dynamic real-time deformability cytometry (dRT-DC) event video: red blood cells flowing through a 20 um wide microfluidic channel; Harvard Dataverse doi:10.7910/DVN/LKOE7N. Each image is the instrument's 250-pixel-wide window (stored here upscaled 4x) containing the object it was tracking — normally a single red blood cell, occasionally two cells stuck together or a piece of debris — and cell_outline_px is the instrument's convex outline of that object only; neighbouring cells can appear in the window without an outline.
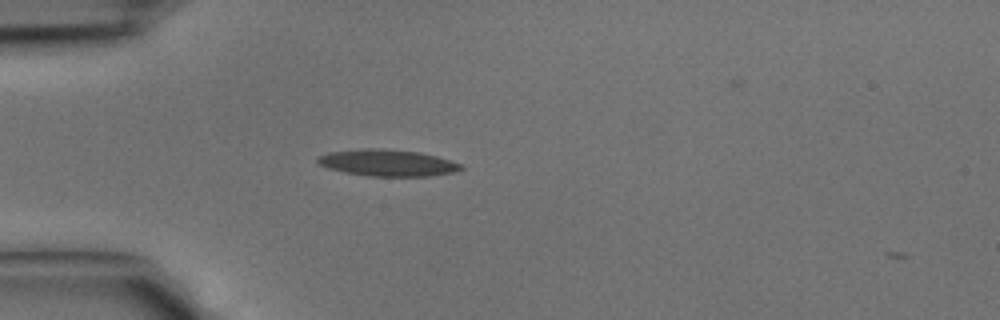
{"species": "common noctule bat (a hibernating species)", "species_latin": "Nyctalus noctula", "temperature_condition": "cold", "stored_images_in_passage": 33, "camera_frame_rate_fps": 3000, "um_per_image_px": 0.085, "animal": {"sex": "male", "body_mass_g": 15.6}, "frame": {"image": 1, "passage_image": 2, "time_ms": 0.333, "image_size_px": [1000, 320], "cell_outline_px": [[464, 168], [456, 172], [432, 176], [368, 176], [344, 172], [328, 168], [320, 164], [316, 160], [316, 156], [328, 152], [368, 148], [376, 148], [420, 152], [436, 156], [464, 164]], "centroid_in_image_um": [32.97, 13.84], "position_along_channel_um": 52.0, "area_um2": 22.37}}
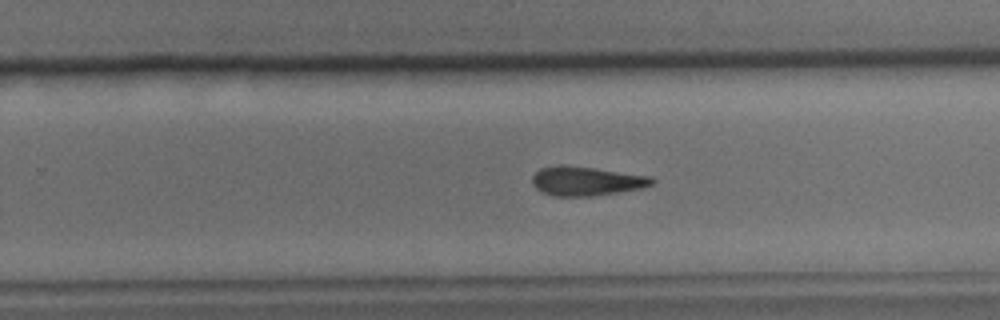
{"frame": {"image": 2, "passage_image": 17, "time_ms": 5.333, "image_size_px": [1000, 320], "cell_outline_px": [[656, 180], [652, 184], [644, 188], [592, 196], [552, 196], [540, 192], [532, 184], [532, 176], [540, 168], [560, 164], [592, 168], [652, 176]], "centroid_in_image_um": [49.82, 15.39], "position_along_channel_um": 280.0, "area_um2": 20.46}}
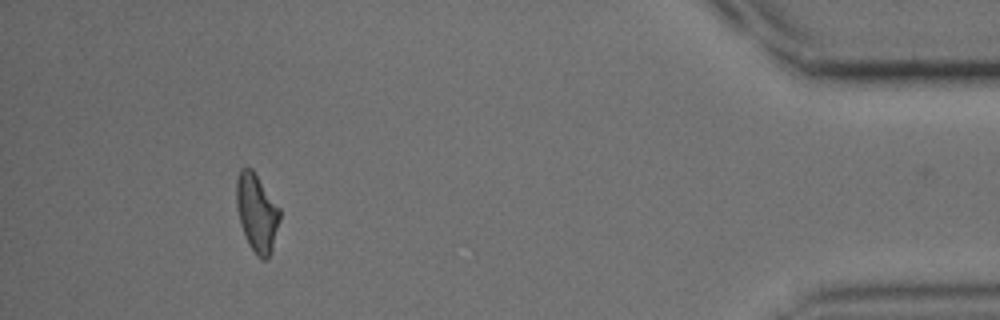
{"frame": {"image": 3, "passage_image": 29, "time_ms": 9.333, "image_size_px": [1000, 320], "cell_outline_px": [[280, 220], [272, 252], [264, 260], [260, 260], [256, 256], [248, 244], [244, 236], [240, 224], [236, 208], [236, 180], [240, 168], [252, 168], [280, 208]], "centroid_in_image_um": [21.82, 18.11], "position_along_channel_um": 413.4, "area_um2": 20.06}}